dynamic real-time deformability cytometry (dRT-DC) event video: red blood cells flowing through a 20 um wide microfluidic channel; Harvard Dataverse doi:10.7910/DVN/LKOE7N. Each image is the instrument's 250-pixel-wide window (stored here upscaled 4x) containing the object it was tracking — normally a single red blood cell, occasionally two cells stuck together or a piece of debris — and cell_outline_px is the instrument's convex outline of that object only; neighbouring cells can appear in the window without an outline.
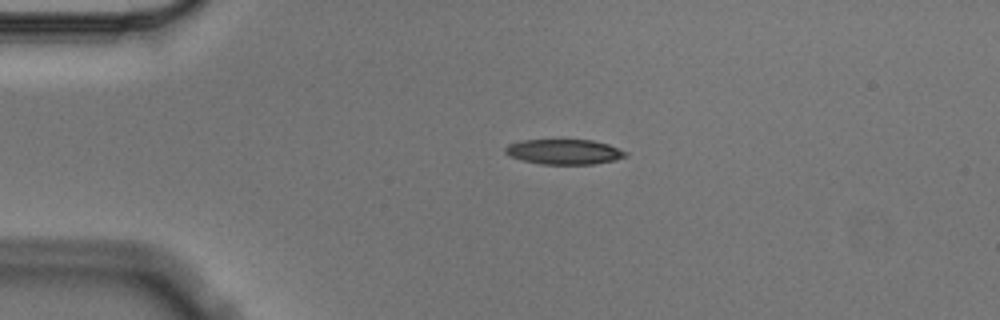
{"species": "Egyptian fruit bat (a non-hibernating species)", "species_latin": "Rousettus aegyptiacus", "temperature_condition": "cold", "stored_images_in_passage": 2, "camera_frame_rate_fps": 3000, "um_per_image_px": 0.085, "animal": {"sex": "male"}, "frame": {"image": 1, "passage_image": 1, "time_ms": 0.0, "image_size_px": [1000, 320], "cell_outline_px": [[628, 156], [616, 160], [592, 164], [540, 164], [520, 160], [508, 156], [504, 152], [504, 148], [508, 144], [520, 140], [592, 140], [608, 144], [628, 152]], "centroid_in_image_um": [47.93, 12.9], "position_along_channel_um": 37.1, "area_um2": 17.8}}